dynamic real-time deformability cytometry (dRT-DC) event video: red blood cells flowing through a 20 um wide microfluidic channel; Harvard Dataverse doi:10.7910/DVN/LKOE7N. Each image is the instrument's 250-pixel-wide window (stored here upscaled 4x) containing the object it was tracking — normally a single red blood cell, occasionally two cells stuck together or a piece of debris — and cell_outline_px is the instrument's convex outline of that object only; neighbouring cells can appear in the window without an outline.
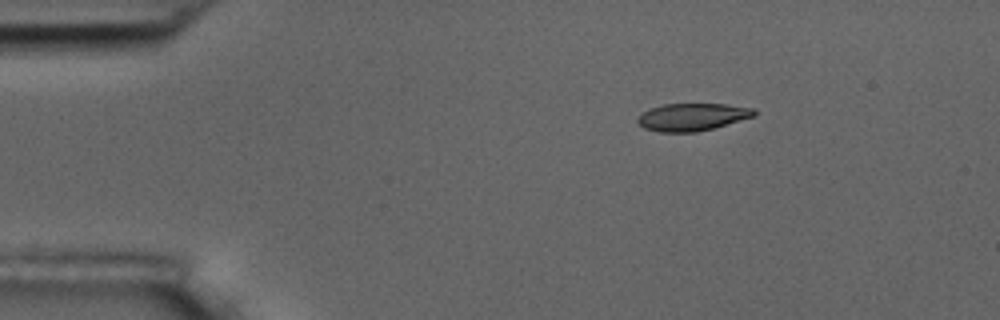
{"species": "common noctule bat (a hibernating species)", "species_latin": "Nyctalus noctula", "temperature_condition": "room temperature", "stored_images_in_passage": 4, "camera_frame_rate_fps": 3000, "um_per_image_px": 0.085, "animal": {"sex": "male", "body_mass_g": 17.5, "forearm_length_mm": 52.3}, "frame": {"image": 1, "passage_image": 2, "time_ms": 2.0, "image_size_px": [1000, 320], "cell_outline_px": [[756, 116], [712, 128], [696, 132], [660, 132], [644, 128], [636, 120], [644, 112], [652, 108], [664, 104], [724, 104], [756, 108]], "centroid_in_image_um": [58.88, 9.94], "position_along_channel_um": 26.1, "area_um2": 18.5}}